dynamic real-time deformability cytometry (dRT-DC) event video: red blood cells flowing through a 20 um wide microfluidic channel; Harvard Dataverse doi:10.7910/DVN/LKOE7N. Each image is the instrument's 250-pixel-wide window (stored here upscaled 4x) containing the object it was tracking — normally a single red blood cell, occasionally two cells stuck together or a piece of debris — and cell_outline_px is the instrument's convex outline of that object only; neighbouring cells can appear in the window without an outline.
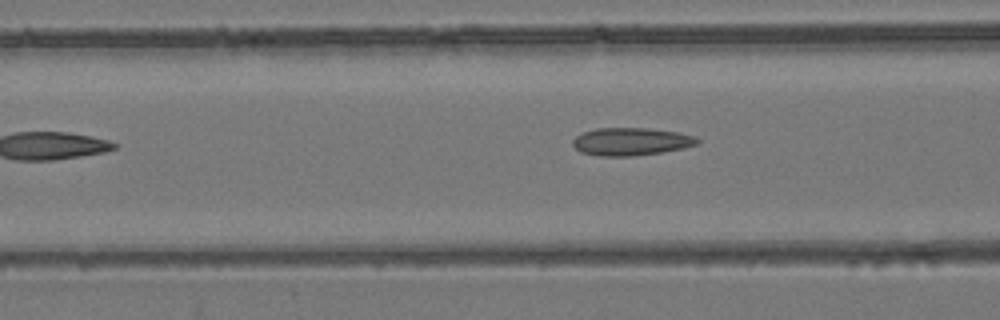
{"species": "common noctule bat (a hibernating species)", "species_latin": "Nyctalus noctula", "temperature_condition": "room temperature", "stored_images_in_passage": 6, "camera_frame_rate_fps": 3000, "um_per_image_px": 0.085, "animal": {"sex": "female", "body_mass_g": 24.6, "forearm_length_mm": 56.2}, "frame": {"image": 1, "passage_image": 5, "time_ms": 6.667, "image_size_px": [1000, 320], "cell_outline_px": [[700, 140], [696, 144], [684, 148], [660, 152], [632, 156], [600, 156], [580, 152], [572, 144], [572, 140], [576, 136], [584, 132], [596, 128], [644, 128], [680, 132], [696, 136]], "centroid_in_image_um": [53.64, 12.03], "position_along_channel_um": 113.0, "area_um2": 20.11}}
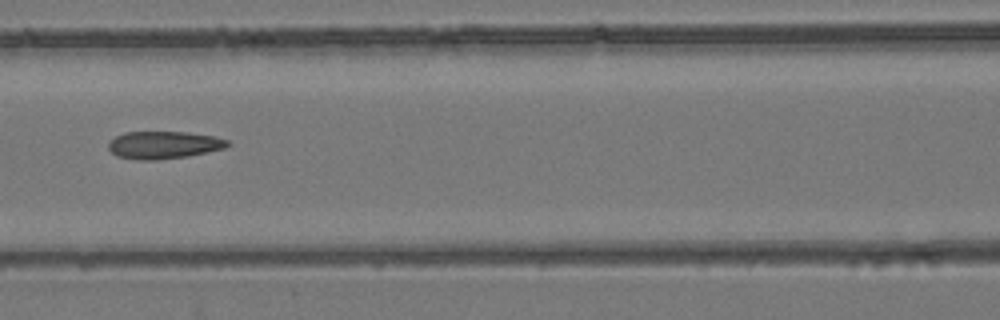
{"frame": {"image": 2, "passage_image": 6, "time_ms": 7.667, "image_size_px": [1000, 320], "cell_outline_px": [[232, 144], [224, 148], [184, 156], [156, 160], [140, 160], [116, 156], [108, 148], [108, 144], [116, 136], [124, 132], [188, 132], [216, 136], [228, 140]], "centroid_in_image_um": [13.92, 12.31], "position_along_channel_um": 152.7, "area_um2": 18.96}}